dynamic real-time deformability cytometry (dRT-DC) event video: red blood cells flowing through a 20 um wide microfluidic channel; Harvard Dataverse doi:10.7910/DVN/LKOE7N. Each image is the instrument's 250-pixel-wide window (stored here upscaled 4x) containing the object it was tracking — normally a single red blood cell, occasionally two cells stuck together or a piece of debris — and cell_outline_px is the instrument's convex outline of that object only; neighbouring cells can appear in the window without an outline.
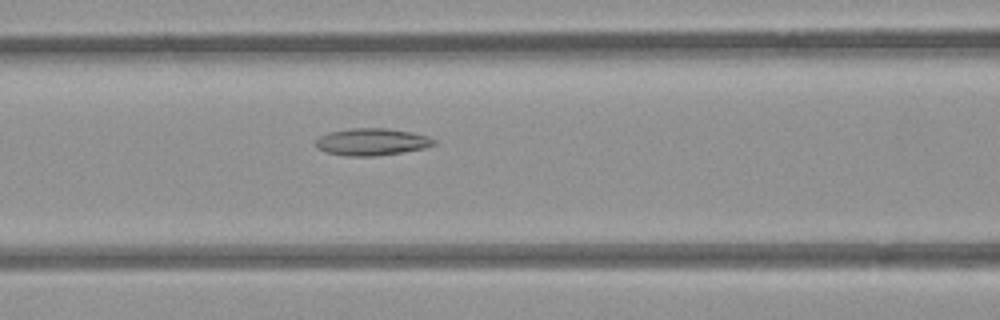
{"species": "common noctule bat (a hibernating species)", "species_latin": "Nyctalus noctula", "temperature_condition": "room temperature", "stored_images_in_passage": 52, "camera_frame_rate_fps": 3000, "um_per_image_px": 0.085, "animal": {"sex": "female", "body_mass_g": 21.9}, "frame": {"image": 1, "passage_image": 22, "time_ms": 7.0, "image_size_px": [1000, 320], "cell_outline_px": [[436, 144], [424, 148], [376, 156], [348, 156], [328, 152], [316, 148], [316, 140], [320, 136], [328, 132], [352, 128], [388, 128], [412, 132], [428, 136], [436, 140]], "centroid_in_image_um": [31.61, 12.05], "position_along_channel_um": 135.0, "area_um2": 18.61}}
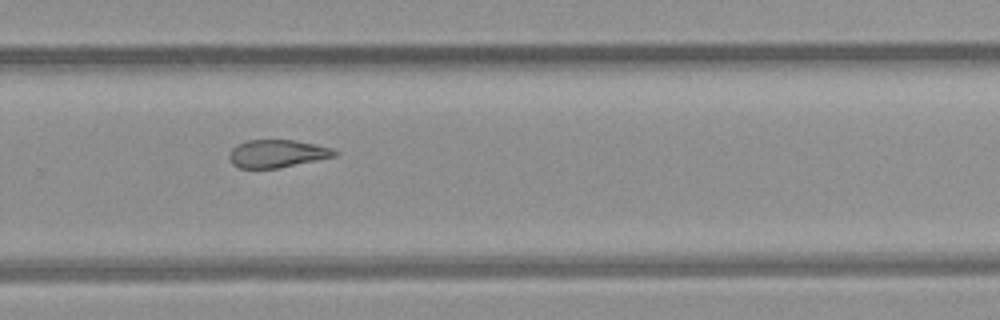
{"frame": {"image": 2, "passage_image": 35, "time_ms": 11.333, "image_size_px": [1000, 320], "cell_outline_px": [[336, 156], [276, 168], [240, 168], [232, 164], [228, 156], [228, 152], [236, 144], [248, 140], [296, 140], [316, 144], [332, 148], [336, 152]], "centroid_in_image_um": [23.51, 13.04], "position_along_channel_um": 306.3, "area_um2": 16.99}}
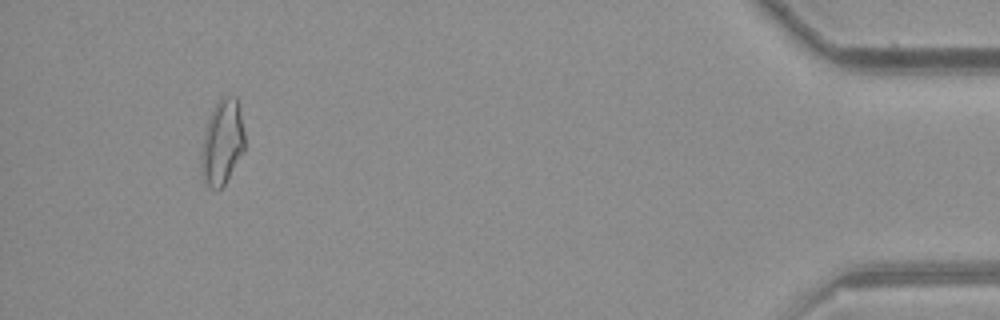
{"frame": {"image": 3, "passage_image": 49, "time_ms": 16.0, "image_size_px": [1000, 320], "cell_outline_px": [[244, 152], [224, 184], [216, 192], [204, 180], [200, 172], [200, 160], [204, 136], [208, 120], [220, 96], [236, 96], [244, 132]], "centroid_in_image_um": [18.88, 12.12], "position_along_channel_um": 416.3, "area_um2": 21.33}, "authors_computed_cell_mechanics": {"area_um2": 19.2474, "velocity_mm_per_s": 3.9612, "shape_relaxation_time_tau1_ms": null, "shape_relaxation_time_tau2_ms": 6.5505, "deformation_change_tau1": null, "deformation_change_tau2": 0.1646}}